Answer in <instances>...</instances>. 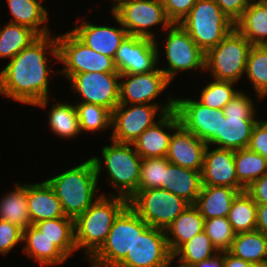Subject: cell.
I'll return each instance as SVG.
<instances>
[{"instance_id":"obj_1","label":"cell","mask_w":267,"mask_h":267,"mask_svg":"<svg viewBox=\"0 0 267 267\" xmlns=\"http://www.w3.org/2000/svg\"><path fill=\"white\" fill-rule=\"evenodd\" d=\"M48 49V50H47ZM48 51L59 60L57 36H40L0 72V94L23 104L45 108L49 101Z\"/></svg>"},{"instance_id":"obj_2","label":"cell","mask_w":267,"mask_h":267,"mask_svg":"<svg viewBox=\"0 0 267 267\" xmlns=\"http://www.w3.org/2000/svg\"><path fill=\"white\" fill-rule=\"evenodd\" d=\"M102 162L92 157L63 173L46 180L54 189L62 205L65 216L76 219L96 200L98 178Z\"/></svg>"},{"instance_id":"obj_3","label":"cell","mask_w":267,"mask_h":267,"mask_svg":"<svg viewBox=\"0 0 267 267\" xmlns=\"http://www.w3.org/2000/svg\"><path fill=\"white\" fill-rule=\"evenodd\" d=\"M104 194L74 220L75 245L85 250L89 260L104 244L115 219L129 205V200L111 194Z\"/></svg>"},{"instance_id":"obj_4","label":"cell","mask_w":267,"mask_h":267,"mask_svg":"<svg viewBox=\"0 0 267 267\" xmlns=\"http://www.w3.org/2000/svg\"><path fill=\"white\" fill-rule=\"evenodd\" d=\"M179 24L204 53L217 46L235 28L234 22L214 0H197Z\"/></svg>"},{"instance_id":"obj_5","label":"cell","mask_w":267,"mask_h":267,"mask_svg":"<svg viewBox=\"0 0 267 267\" xmlns=\"http://www.w3.org/2000/svg\"><path fill=\"white\" fill-rule=\"evenodd\" d=\"M149 225L128 205L115 219L101 248L88 260L91 267H116Z\"/></svg>"},{"instance_id":"obj_6","label":"cell","mask_w":267,"mask_h":267,"mask_svg":"<svg viewBox=\"0 0 267 267\" xmlns=\"http://www.w3.org/2000/svg\"><path fill=\"white\" fill-rule=\"evenodd\" d=\"M252 44L233 28L217 46L205 53V70L215 80L237 82L246 70L248 53Z\"/></svg>"},{"instance_id":"obj_7","label":"cell","mask_w":267,"mask_h":267,"mask_svg":"<svg viewBox=\"0 0 267 267\" xmlns=\"http://www.w3.org/2000/svg\"><path fill=\"white\" fill-rule=\"evenodd\" d=\"M247 93L237 95L223 108L225 118H221L220 136L212 143L217 148L240 150L248 148L255 119V105Z\"/></svg>"},{"instance_id":"obj_8","label":"cell","mask_w":267,"mask_h":267,"mask_svg":"<svg viewBox=\"0 0 267 267\" xmlns=\"http://www.w3.org/2000/svg\"><path fill=\"white\" fill-rule=\"evenodd\" d=\"M111 142V146L102 149L107 177L112 187L118 190L115 195L129 200L139 188L142 158L131 143Z\"/></svg>"},{"instance_id":"obj_9","label":"cell","mask_w":267,"mask_h":267,"mask_svg":"<svg viewBox=\"0 0 267 267\" xmlns=\"http://www.w3.org/2000/svg\"><path fill=\"white\" fill-rule=\"evenodd\" d=\"M191 204L168 190H137L129 206L151 227L165 230Z\"/></svg>"},{"instance_id":"obj_10","label":"cell","mask_w":267,"mask_h":267,"mask_svg":"<svg viewBox=\"0 0 267 267\" xmlns=\"http://www.w3.org/2000/svg\"><path fill=\"white\" fill-rule=\"evenodd\" d=\"M171 98L169 96L166 105L160 104L161 107L155 102L131 104L132 107L118 105L112 111L111 128L113 133H111V140L132 144L147 128L157 122L156 114L162 117L165 113L175 109V98Z\"/></svg>"},{"instance_id":"obj_11","label":"cell","mask_w":267,"mask_h":267,"mask_svg":"<svg viewBox=\"0 0 267 267\" xmlns=\"http://www.w3.org/2000/svg\"><path fill=\"white\" fill-rule=\"evenodd\" d=\"M111 12L117 24L133 36L155 39L149 27L162 24L166 30L173 24L161 0H122L112 7Z\"/></svg>"},{"instance_id":"obj_12","label":"cell","mask_w":267,"mask_h":267,"mask_svg":"<svg viewBox=\"0 0 267 267\" xmlns=\"http://www.w3.org/2000/svg\"><path fill=\"white\" fill-rule=\"evenodd\" d=\"M59 60L64 68L57 74L69 79L85 72H118L111 57L87 47L71 31L57 36Z\"/></svg>"},{"instance_id":"obj_13","label":"cell","mask_w":267,"mask_h":267,"mask_svg":"<svg viewBox=\"0 0 267 267\" xmlns=\"http://www.w3.org/2000/svg\"><path fill=\"white\" fill-rule=\"evenodd\" d=\"M119 72H85L72 75L68 80L72 89L82 97L80 103H91L109 109L119 105Z\"/></svg>"},{"instance_id":"obj_14","label":"cell","mask_w":267,"mask_h":267,"mask_svg":"<svg viewBox=\"0 0 267 267\" xmlns=\"http://www.w3.org/2000/svg\"><path fill=\"white\" fill-rule=\"evenodd\" d=\"M167 33L164 44L168 68L161 70L170 82L177 72L198 68L205 70V53L180 24H172Z\"/></svg>"},{"instance_id":"obj_15","label":"cell","mask_w":267,"mask_h":267,"mask_svg":"<svg viewBox=\"0 0 267 267\" xmlns=\"http://www.w3.org/2000/svg\"><path fill=\"white\" fill-rule=\"evenodd\" d=\"M174 110L180 124L207 145H212L220 136L221 118H225L223 109L205 107L191 98H177Z\"/></svg>"},{"instance_id":"obj_16","label":"cell","mask_w":267,"mask_h":267,"mask_svg":"<svg viewBox=\"0 0 267 267\" xmlns=\"http://www.w3.org/2000/svg\"><path fill=\"white\" fill-rule=\"evenodd\" d=\"M156 39L127 35L114 56V65L120 74H139L158 67L159 48Z\"/></svg>"},{"instance_id":"obj_17","label":"cell","mask_w":267,"mask_h":267,"mask_svg":"<svg viewBox=\"0 0 267 267\" xmlns=\"http://www.w3.org/2000/svg\"><path fill=\"white\" fill-rule=\"evenodd\" d=\"M172 259L165 230L149 226L116 267H166Z\"/></svg>"},{"instance_id":"obj_18","label":"cell","mask_w":267,"mask_h":267,"mask_svg":"<svg viewBox=\"0 0 267 267\" xmlns=\"http://www.w3.org/2000/svg\"><path fill=\"white\" fill-rule=\"evenodd\" d=\"M120 79L119 105L150 104L171 83L158 67L148 73L121 74Z\"/></svg>"},{"instance_id":"obj_19","label":"cell","mask_w":267,"mask_h":267,"mask_svg":"<svg viewBox=\"0 0 267 267\" xmlns=\"http://www.w3.org/2000/svg\"><path fill=\"white\" fill-rule=\"evenodd\" d=\"M209 148L210 145H207L204 154L201 171L202 185L227 186L237 189L239 192L245 191L236 176L235 151L221 148L209 151Z\"/></svg>"},{"instance_id":"obj_20","label":"cell","mask_w":267,"mask_h":267,"mask_svg":"<svg viewBox=\"0 0 267 267\" xmlns=\"http://www.w3.org/2000/svg\"><path fill=\"white\" fill-rule=\"evenodd\" d=\"M207 144L181 124L172 133L166 158L172 164L202 171Z\"/></svg>"},{"instance_id":"obj_21","label":"cell","mask_w":267,"mask_h":267,"mask_svg":"<svg viewBox=\"0 0 267 267\" xmlns=\"http://www.w3.org/2000/svg\"><path fill=\"white\" fill-rule=\"evenodd\" d=\"M179 125L176 111L167 112L154 125L147 128L132 145L142 159L166 157L172 134L165 130L175 131Z\"/></svg>"},{"instance_id":"obj_22","label":"cell","mask_w":267,"mask_h":267,"mask_svg":"<svg viewBox=\"0 0 267 267\" xmlns=\"http://www.w3.org/2000/svg\"><path fill=\"white\" fill-rule=\"evenodd\" d=\"M71 32L87 47L113 59L121 42L128 35L122 25L120 28H115L95 25L87 21L74 27Z\"/></svg>"},{"instance_id":"obj_23","label":"cell","mask_w":267,"mask_h":267,"mask_svg":"<svg viewBox=\"0 0 267 267\" xmlns=\"http://www.w3.org/2000/svg\"><path fill=\"white\" fill-rule=\"evenodd\" d=\"M27 204L32 225L39 221L65 217L60 200L47 181L27 183Z\"/></svg>"},{"instance_id":"obj_24","label":"cell","mask_w":267,"mask_h":267,"mask_svg":"<svg viewBox=\"0 0 267 267\" xmlns=\"http://www.w3.org/2000/svg\"><path fill=\"white\" fill-rule=\"evenodd\" d=\"M202 187L201 172L168 163L164 172L162 189L194 204Z\"/></svg>"},{"instance_id":"obj_25","label":"cell","mask_w":267,"mask_h":267,"mask_svg":"<svg viewBox=\"0 0 267 267\" xmlns=\"http://www.w3.org/2000/svg\"><path fill=\"white\" fill-rule=\"evenodd\" d=\"M239 191L227 186H204L193 204L206 219L228 217L233 199Z\"/></svg>"},{"instance_id":"obj_26","label":"cell","mask_w":267,"mask_h":267,"mask_svg":"<svg viewBox=\"0 0 267 267\" xmlns=\"http://www.w3.org/2000/svg\"><path fill=\"white\" fill-rule=\"evenodd\" d=\"M205 219L197 208L188 206L166 229L167 244L173 255L184 243L204 231Z\"/></svg>"},{"instance_id":"obj_27","label":"cell","mask_w":267,"mask_h":267,"mask_svg":"<svg viewBox=\"0 0 267 267\" xmlns=\"http://www.w3.org/2000/svg\"><path fill=\"white\" fill-rule=\"evenodd\" d=\"M234 26L252 45H267V1L251 0Z\"/></svg>"},{"instance_id":"obj_28","label":"cell","mask_w":267,"mask_h":267,"mask_svg":"<svg viewBox=\"0 0 267 267\" xmlns=\"http://www.w3.org/2000/svg\"><path fill=\"white\" fill-rule=\"evenodd\" d=\"M23 251L29 258L35 259L41 266L62 264L67 256L34 225L23 230Z\"/></svg>"},{"instance_id":"obj_29","label":"cell","mask_w":267,"mask_h":267,"mask_svg":"<svg viewBox=\"0 0 267 267\" xmlns=\"http://www.w3.org/2000/svg\"><path fill=\"white\" fill-rule=\"evenodd\" d=\"M41 2L42 0H7L9 11L13 16L10 22L27 26L40 36L51 34L47 25L40 26L48 21V12L40 4Z\"/></svg>"},{"instance_id":"obj_30","label":"cell","mask_w":267,"mask_h":267,"mask_svg":"<svg viewBox=\"0 0 267 267\" xmlns=\"http://www.w3.org/2000/svg\"><path fill=\"white\" fill-rule=\"evenodd\" d=\"M15 190L10 191L0 199V220H5L21 229H27L31 218L27 204V184H15Z\"/></svg>"},{"instance_id":"obj_31","label":"cell","mask_w":267,"mask_h":267,"mask_svg":"<svg viewBox=\"0 0 267 267\" xmlns=\"http://www.w3.org/2000/svg\"><path fill=\"white\" fill-rule=\"evenodd\" d=\"M228 251L249 263H267V236L258 230L237 233Z\"/></svg>"},{"instance_id":"obj_32","label":"cell","mask_w":267,"mask_h":267,"mask_svg":"<svg viewBox=\"0 0 267 267\" xmlns=\"http://www.w3.org/2000/svg\"><path fill=\"white\" fill-rule=\"evenodd\" d=\"M34 226L49 240L53 241L68 258L77 250L75 245L74 219L67 216L59 217L39 221Z\"/></svg>"},{"instance_id":"obj_33","label":"cell","mask_w":267,"mask_h":267,"mask_svg":"<svg viewBox=\"0 0 267 267\" xmlns=\"http://www.w3.org/2000/svg\"><path fill=\"white\" fill-rule=\"evenodd\" d=\"M39 37L33 29L9 22L0 30V58L7 57L11 60Z\"/></svg>"},{"instance_id":"obj_34","label":"cell","mask_w":267,"mask_h":267,"mask_svg":"<svg viewBox=\"0 0 267 267\" xmlns=\"http://www.w3.org/2000/svg\"><path fill=\"white\" fill-rule=\"evenodd\" d=\"M234 161L238 182L245 190L267 174V159L249 148L235 150Z\"/></svg>"},{"instance_id":"obj_35","label":"cell","mask_w":267,"mask_h":267,"mask_svg":"<svg viewBox=\"0 0 267 267\" xmlns=\"http://www.w3.org/2000/svg\"><path fill=\"white\" fill-rule=\"evenodd\" d=\"M257 203L246 192L242 191L233 199L228 221L234 232H250L256 230Z\"/></svg>"},{"instance_id":"obj_36","label":"cell","mask_w":267,"mask_h":267,"mask_svg":"<svg viewBox=\"0 0 267 267\" xmlns=\"http://www.w3.org/2000/svg\"><path fill=\"white\" fill-rule=\"evenodd\" d=\"M49 113V127L59 137L72 138L81 133L80 122L75 105L70 103H53Z\"/></svg>"},{"instance_id":"obj_37","label":"cell","mask_w":267,"mask_h":267,"mask_svg":"<svg viewBox=\"0 0 267 267\" xmlns=\"http://www.w3.org/2000/svg\"><path fill=\"white\" fill-rule=\"evenodd\" d=\"M218 252L210 238L202 231L184 243L173 254V259L178 257V264L192 267L196 263L206 260Z\"/></svg>"},{"instance_id":"obj_38","label":"cell","mask_w":267,"mask_h":267,"mask_svg":"<svg viewBox=\"0 0 267 267\" xmlns=\"http://www.w3.org/2000/svg\"><path fill=\"white\" fill-rule=\"evenodd\" d=\"M245 74L259 99L267 95V45H252L247 57Z\"/></svg>"},{"instance_id":"obj_39","label":"cell","mask_w":267,"mask_h":267,"mask_svg":"<svg viewBox=\"0 0 267 267\" xmlns=\"http://www.w3.org/2000/svg\"><path fill=\"white\" fill-rule=\"evenodd\" d=\"M81 132H96L111 127L112 112L102 106L91 103L75 104Z\"/></svg>"},{"instance_id":"obj_40","label":"cell","mask_w":267,"mask_h":267,"mask_svg":"<svg viewBox=\"0 0 267 267\" xmlns=\"http://www.w3.org/2000/svg\"><path fill=\"white\" fill-rule=\"evenodd\" d=\"M235 82L215 80L208 83L197 101L211 109H223L239 92L234 89Z\"/></svg>"},{"instance_id":"obj_41","label":"cell","mask_w":267,"mask_h":267,"mask_svg":"<svg viewBox=\"0 0 267 267\" xmlns=\"http://www.w3.org/2000/svg\"><path fill=\"white\" fill-rule=\"evenodd\" d=\"M204 232L218 251H228L236 235L228 217L206 219Z\"/></svg>"},{"instance_id":"obj_42","label":"cell","mask_w":267,"mask_h":267,"mask_svg":"<svg viewBox=\"0 0 267 267\" xmlns=\"http://www.w3.org/2000/svg\"><path fill=\"white\" fill-rule=\"evenodd\" d=\"M166 157L142 159L138 190L162 189V181L167 164Z\"/></svg>"},{"instance_id":"obj_43","label":"cell","mask_w":267,"mask_h":267,"mask_svg":"<svg viewBox=\"0 0 267 267\" xmlns=\"http://www.w3.org/2000/svg\"><path fill=\"white\" fill-rule=\"evenodd\" d=\"M23 229L18 225L0 220V253L6 255L22 241Z\"/></svg>"},{"instance_id":"obj_44","label":"cell","mask_w":267,"mask_h":267,"mask_svg":"<svg viewBox=\"0 0 267 267\" xmlns=\"http://www.w3.org/2000/svg\"><path fill=\"white\" fill-rule=\"evenodd\" d=\"M168 19L179 24L193 8L197 0H161Z\"/></svg>"},{"instance_id":"obj_45","label":"cell","mask_w":267,"mask_h":267,"mask_svg":"<svg viewBox=\"0 0 267 267\" xmlns=\"http://www.w3.org/2000/svg\"><path fill=\"white\" fill-rule=\"evenodd\" d=\"M248 148L267 159V120H258L254 125Z\"/></svg>"},{"instance_id":"obj_46","label":"cell","mask_w":267,"mask_h":267,"mask_svg":"<svg viewBox=\"0 0 267 267\" xmlns=\"http://www.w3.org/2000/svg\"><path fill=\"white\" fill-rule=\"evenodd\" d=\"M221 10L235 23L249 6L251 0H214Z\"/></svg>"},{"instance_id":"obj_47","label":"cell","mask_w":267,"mask_h":267,"mask_svg":"<svg viewBox=\"0 0 267 267\" xmlns=\"http://www.w3.org/2000/svg\"><path fill=\"white\" fill-rule=\"evenodd\" d=\"M245 191L257 204H267V174L255 180Z\"/></svg>"},{"instance_id":"obj_48","label":"cell","mask_w":267,"mask_h":267,"mask_svg":"<svg viewBox=\"0 0 267 267\" xmlns=\"http://www.w3.org/2000/svg\"><path fill=\"white\" fill-rule=\"evenodd\" d=\"M256 230L267 236V204H257Z\"/></svg>"},{"instance_id":"obj_49","label":"cell","mask_w":267,"mask_h":267,"mask_svg":"<svg viewBox=\"0 0 267 267\" xmlns=\"http://www.w3.org/2000/svg\"><path fill=\"white\" fill-rule=\"evenodd\" d=\"M192 267H224V251H219L212 257L202 260Z\"/></svg>"},{"instance_id":"obj_50","label":"cell","mask_w":267,"mask_h":267,"mask_svg":"<svg viewBox=\"0 0 267 267\" xmlns=\"http://www.w3.org/2000/svg\"><path fill=\"white\" fill-rule=\"evenodd\" d=\"M251 263L224 251V267H249Z\"/></svg>"},{"instance_id":"obj_51","label":"cell","mask_w":267,"mask_h":267,"mask_svg":"<svg viewBox=\"0 0 267 267\" xmlns=\"http://www.w3.org/2000/svg\"><path fill=\"white\" fill-rule=\"evenodd\" d=\"M249 267H267V263H251Z\"/></svg>"},{"instance_id":"obj_52","label":"cell","mask_w":267,"mask_h":267,"mask_svg":"<svg viewBox=\"0 0 267 267\" xmlns=\"http://www.w3.org/2000/svg\"><path fill=\"white\" fill-rule=\"evenodd\" d=\"M173 260H174V259H172V260L168 263V265H167L166 267H171L170 265H171V263L173 262ZM177 267H187V266H183V265L179 264Z\"/></svg>"},{"instance_id":"obj_53","label":"cell","mask_w":267,"mask_h":267,"mask_svg":"<svg viewBox=\"0 0 267 267\" xmlns=\"http://www.w3.org/2000/svg\"><path fill=\"white\" fill-rule=\"evenodd\" d=\"M114 1V5H113V7H115L116 6V4H118L119 2H121L122 0H113ZM117 2V3H116Z\"/></svg>"}]
</instances>
